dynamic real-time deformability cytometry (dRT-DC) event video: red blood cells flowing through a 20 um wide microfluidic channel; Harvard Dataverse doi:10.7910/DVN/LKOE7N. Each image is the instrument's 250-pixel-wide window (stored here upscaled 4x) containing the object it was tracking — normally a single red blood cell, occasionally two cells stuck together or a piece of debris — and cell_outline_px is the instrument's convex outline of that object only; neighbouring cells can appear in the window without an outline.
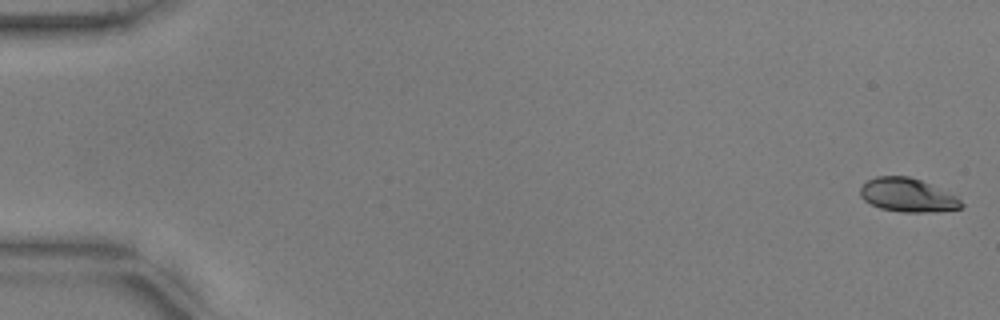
{"species": "common noctule bat (a hibernating species)", "species_latin": "Nyctalus noctula", "temperature_condition": "warm", "stored_images_in_passage": 54, "camera_frame_rate_fps": 3000, "um_per_image_px": 0.085, "animal": {"sex": "male", "body_mass_g": 17.9, "forearm_length_mm": 54.2}, "frame": {"image": 1, "passage_image": 1, "time_ms": 0.0, "image_size_px": [1000, 320], "cell_outline_px": [[964, 208], [936, 212], [900, 212], [880, 208], [864, 200], [860, 196], [860, 188], [868, 180], [876, 176], [908, 176], [920, 180], [956, 196], [964, 204]], "centroid_in_image_um": [77.15, 16.6], "position_along_channel_um": 7.8, "area_um2": 19.77}}
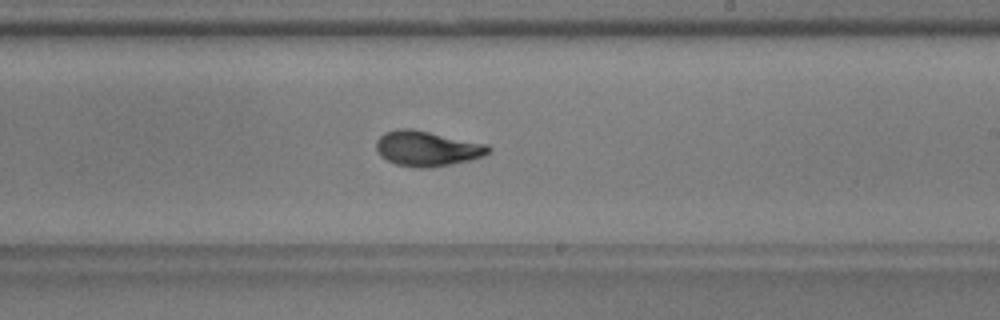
{"frame": {"image": 2, "passage_image": 33, "time_ms": 10.667, "image_size_px": [1000, 320], "cell_outline_px": [[492, 152], [484, 156], [468, 160], [428, 168], [416, 168], [396, 164], [380, 156], [376, 148], [376, 140], [384, 132], [396, 128], [408, 128], [488, 144], [492, 148]], "centroid_in_image_um": [36.3, 12.62], "position_along_channel_um": 252.7, "area_um2": 22.95}}
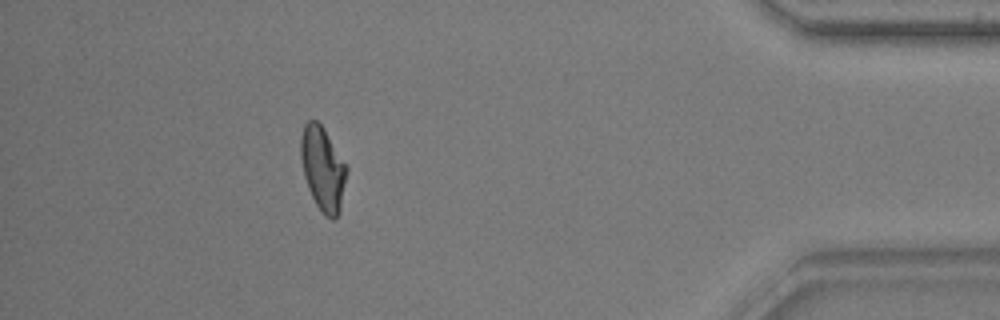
{"frame": {"image": 3, "passage_image": 49, "time_ms": 16.0, "image_size_px": [1000, 320], "cell_outline_px": [[348, 172], [340, 212], [332, 220], [324, 216], [316, 204], [308, 188], [304, 176], [300, 156], [300, 136], [304, 124], [308, 120], [316, 120], [324, 128], [348, 168]], "centroid_in_image_um": [27.44, 14.34], "position_along_channel_um": 407.8, "area_um2": 22.66}, "authors_computed_cell_mechanics": {"area_um2": 21.9929, "velocity_mm_per_s": 3.7683, "shape_relaxation_time_tau1_ms": 4.4637, "shape_relaxation_time_tau2_ms": 1.1312, "deformation_change_tau1": 0.1902, "deformation_change_tau2": 0.0685}}